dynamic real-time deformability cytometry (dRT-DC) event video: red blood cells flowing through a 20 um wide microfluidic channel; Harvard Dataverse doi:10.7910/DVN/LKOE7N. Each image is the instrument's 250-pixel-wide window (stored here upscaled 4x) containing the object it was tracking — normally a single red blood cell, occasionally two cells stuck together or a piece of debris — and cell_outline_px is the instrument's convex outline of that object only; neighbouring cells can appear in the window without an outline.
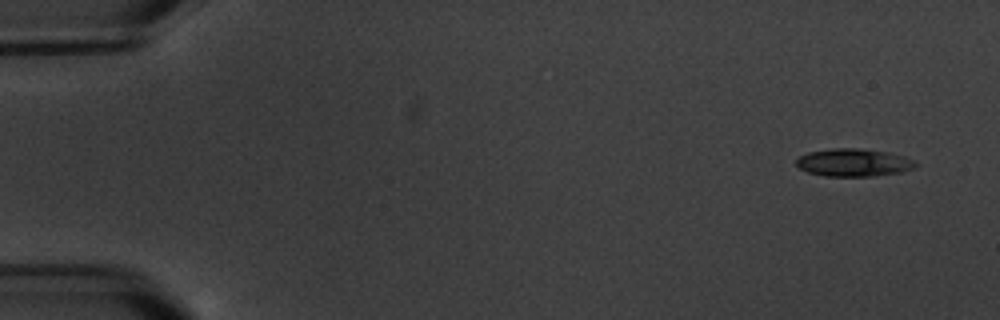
{"species": "common noctule bat (a hibernating species)", "species_latin": "Nyctalus noctula", "temperature_condition": "warm", "stored_images_in_passage": 5, "camera_frame_rate_fps": 3000, "um_per_image_px": 0.085, "animal": {"sex": "male", "body_mass_g": 20.1, "forearm_length_mm": 53.5}, "frame": {"image": 1, "passage_image": 1, "time_ms": 0.0, "image_size_px": [1000, 320], "cell_outline_px": [[916, 164], [912, 168], [900, 172], [872, 176], [824, 176], [808, 172], [800, 168], [796, 164], [796, 160], [800, 156], [808, 152], [832, 148], [856, 148], [888, 152], [904, 156], [916, 160]], "centroid_in_image_um": [72.54, 13.81], "position_along_channel_um": 12.5, "area_um2": 19.19}}
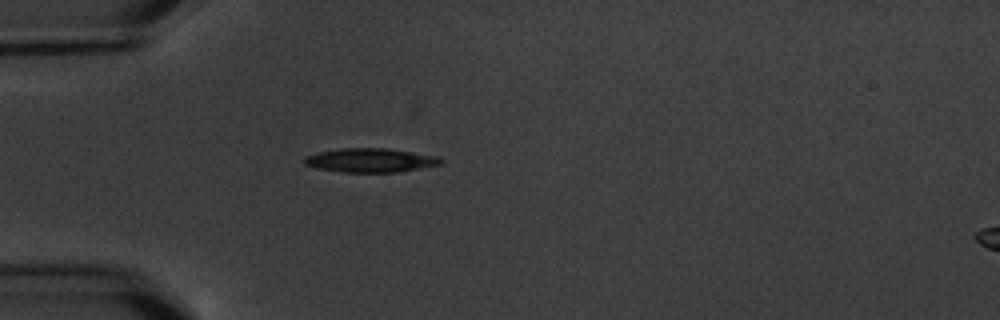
{"frame": {"image": 2, "passage_image": 5, "time_ms": 4.667, "image_size_px": [1000, 320], "cell_outline_px": [[444, 164], [400, 172], [340, 172], [316, 168], [304, 164], [300, 160], [304, 156], [316, 152], [340, 148], [384, 148], [412, 152], [436, 156], [444, 160]], "centroid_in_image_um": [31.44, 13.63], "position_along_channel_um": 53.6, "area_um2": 19.36}}